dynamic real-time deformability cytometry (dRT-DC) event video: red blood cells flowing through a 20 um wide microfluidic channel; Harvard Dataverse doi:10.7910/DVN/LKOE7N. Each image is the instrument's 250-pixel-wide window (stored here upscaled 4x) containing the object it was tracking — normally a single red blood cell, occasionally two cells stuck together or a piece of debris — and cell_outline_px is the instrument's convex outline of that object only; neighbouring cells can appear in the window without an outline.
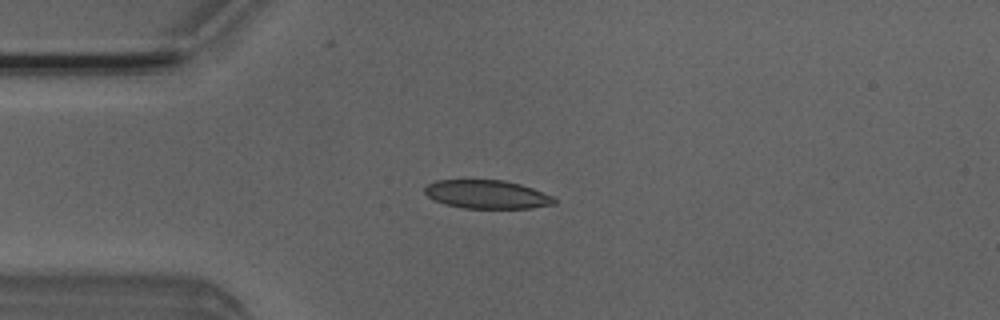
{"species": "Egyptian fruit bat (a non-hibernating species)", "species_latin": "Rousettus aegyptiacus", "temperature_condition": "room temperature", "stored_images_in_passage": 51, "camera_frame_rate_fps": 3000, "um_per_image_px": 0.085, "animal": {"sex": "male"}, "frame": {"image": 1, "passage_image": 12, "time_ms": 3.667, "image_size_px": [1000, 320], "cell_outline_px": [[556, 204], [532, 208], [464, 208], [444, 204], [432, 200], [424, 192], [424, 188], [428, 184], [436, 180], [504, 180], [520, 184], [532, 188], [552, 196], [556, 200]], "centroid_in_image_um": [41.37, 16.53], "position_along_channel_um": 43.6, "area_um2": 21.56}}
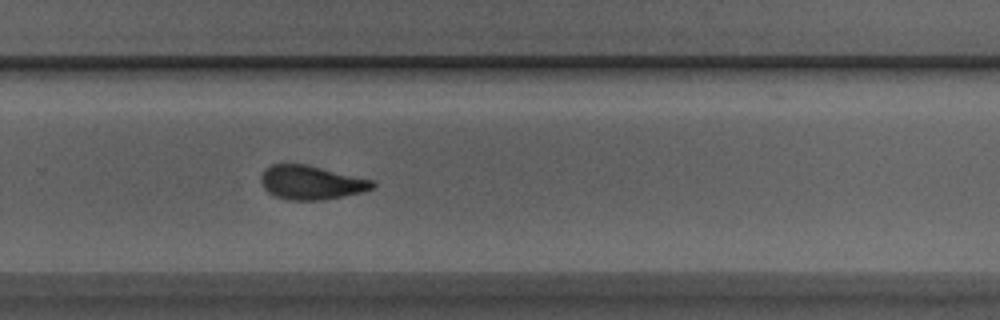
{"frame": {"image": 2, "passage_image": 33, "time_ms": 10.667, "image_size_px": [1000, 320], "cell_outline_px": [[376, 184], [372, 188], [360, 192], [324, 200], [288, 200], [276, 196], [268, 192], [264, 188], [260, 180], [260, 176], [264, 168], [272, 164], [308, 164], [372, 180]], "centroid_in_image_um": [26.4, 15.5], "position_along_channel_um": 303.4, "area_um2": 22.02}}
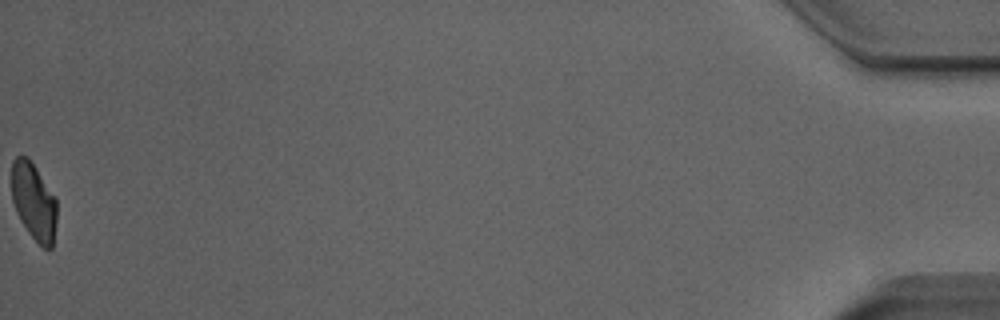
{"frame": {"image": 3, "passage_image": 51, "time_ms": 16.667, "image_size_px": [1000, 320], "cell_outline_px": [[56, 224], [52, 248], [44, 248], [28, 232], [20, 220], [16, 212], [12, 200], [12, 160], [16, 156], [28, 156], [56, 196]], "centroid_in_image_um": [2.87, 17.1], "position_along_channel_um": 432.3, "area_um2": 20.46}, "authors_computed_cell_mechanics": {"area_um2": 22.0218, "velocity_mm_per_s": 3.9645, "shape_relaxation_time_tau1_ms": 4.7498, "shape_relaxation_time_tau2_ms": 1.6459, "deformation_change_tau1": 0.1562, "deformation_change_tau2": 0.0644}}